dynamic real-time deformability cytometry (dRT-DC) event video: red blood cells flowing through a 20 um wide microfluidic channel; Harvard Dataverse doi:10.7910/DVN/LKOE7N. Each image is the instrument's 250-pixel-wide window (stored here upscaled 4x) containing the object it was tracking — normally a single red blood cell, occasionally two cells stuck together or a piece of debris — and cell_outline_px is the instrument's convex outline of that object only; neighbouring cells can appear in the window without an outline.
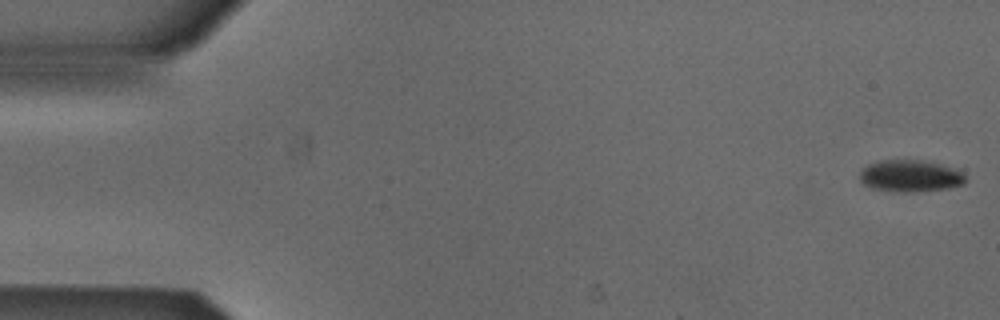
{"species": "Egyptian fruit bat (a non-hibernating species)", "species_latin": "Rousettus aegyptiacus", "temperature_condition": "cold", "stored_images_in_passage": 53, "camera_frame_rate_fps": 3000, "um_per_image_px": 0.085, "animal": {"sex": "male"}, "frame": {"image": 1, "passage_image": 1, "time_ms": 0.0, "image_size_px": [1000, 320], "cell_outline_px": [[964, 184], [948, 188], [916, 192], [888, 192], [872, 188], [864, 184], [860, 180], [860, 172], [868, 164], [880, 160], [916, 160], [936, 164], [964, 172]], "centroid_in_image_um": [77.32, 14.98], "position_along_channel_um": 7.7, "area_um2": 19.48}}
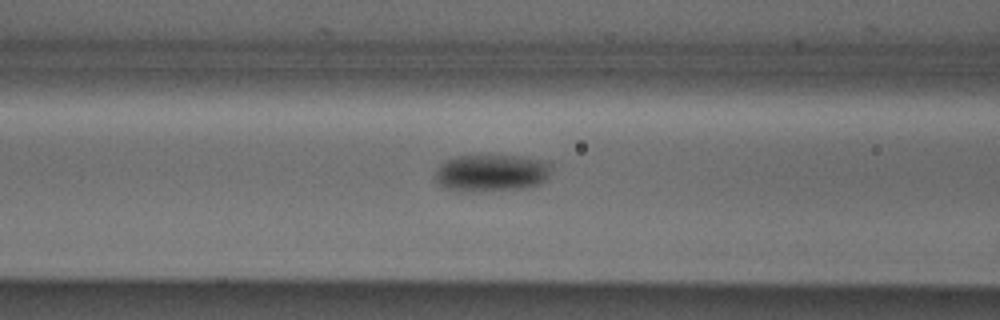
{"frame": {"image": 2, "passage_image": 21, "time_ms": 6.667, "image_size_px": [1000, 320], "cell_outline_px": [[552, 164], [544, 180], [528, 188], [472, 192], [456, 192], [440, 188], [432, 176], [448, 160], [460, 156], [520, 156], [548, 160]], "centroid_in_image_um": [41.74, 14.73], "position_along_channel_um": 124.9, "area_um2": 25.37}}
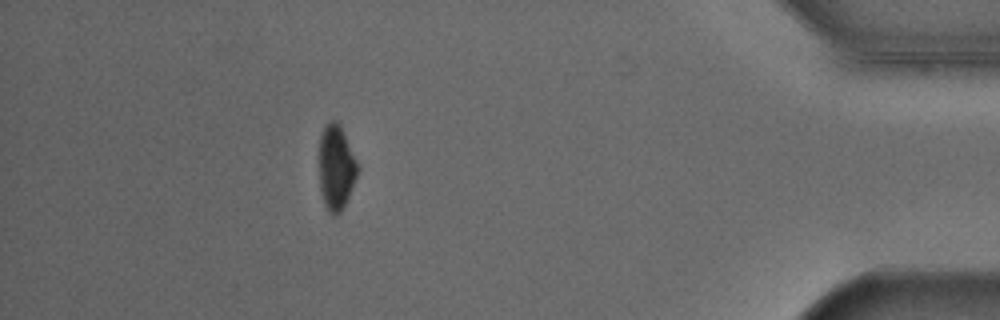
{"frame": {"image": 3, "passage_image": 47, "time_ms": 15.333, "image_size_px": [1000, 320], "cell_outline_px": [[360, 168], [348, 196], [340, 212], [336, 216], [332, 216], [328, 212], [324, 204], [320, 192], [320, 136], [324, 128], [332, 120], [336, 120]], "centroid_in_image_um": [28.56, 14.31], "position_along_channel_um": 406.6, "area_um2": 18.5}, "authors_computed_cell_mechanics": {"area_um2": 21.2704, "velocity_mm_per_s": 3.8717, "shape_relaxation_time_tau1_ms": 3.4865, "shape_relaxation_time_tau2_ms": null, "deformation_change_tau1": 0.0787, "deformation_change_tau2": null}}